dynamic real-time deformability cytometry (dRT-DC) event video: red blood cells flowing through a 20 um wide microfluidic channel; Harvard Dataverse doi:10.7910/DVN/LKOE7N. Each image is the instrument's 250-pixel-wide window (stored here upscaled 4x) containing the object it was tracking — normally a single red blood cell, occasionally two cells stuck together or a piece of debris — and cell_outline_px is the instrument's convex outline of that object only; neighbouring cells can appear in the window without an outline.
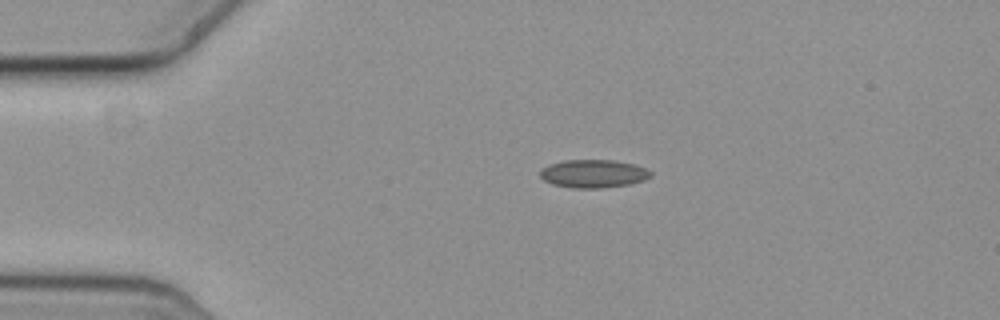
{"species": "common noctule bat (a hibernating species)", "species_latin": "Nyctalus noctula", "temperature_condition": "cold", "stored_images_in_passage": 46, "camera_frame_rate_fps": 3000, "um_per_image_px": 0.085, "animal": {"sex": "female", "body_mass_g": 19.3, "forearm_length_mm": 54.1}, "frame": {"image": 1, "passage_image": 1, "time_ms": 0.0, "image_size_px": [1000, 320], "cell_outline_px": [[652, 176], [644, 180], [628, 184], [600, 188], [572, 188], [552, 184], [544, 180], [540, 176], [540, 168], [548, 164], [564, 160], [612, 160], [632, 164], [644, 168], [652, 172]], "centroid_in_image_um": [50.39, 14.76], "position_along_channel_um": 34.6, "area_um2": 18.09}}
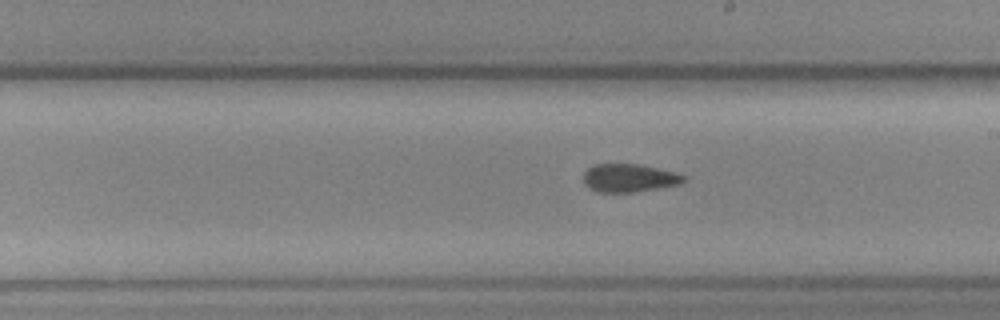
{"frame": {"image": 2, "passage_image": 21, "time_ms": 6.667, "image_size_px": [1000, 320], "cell_outline_px": [[684, 180], [680, 184], [632, 192], [596, 192], [588, 188], [584, 184], [584, 172], [592, 164], [636, 164], [656, 168], [672, 172], [684, 176]], "centroid_in_image_um": [53.39, 15.13], "position_along_channel_um": 235.6, "area_um2": 16.18}}
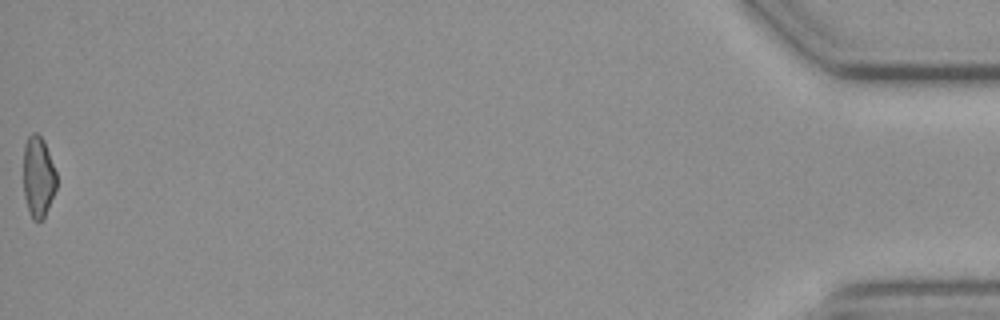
{"frame": {"image": 3, "passage_image": 46, "time_ms": 15.0, "image_size_px": [1000, 320], "cell_outline_px": [[56, 188], [44, 216], [36, 224], [32, 220], [24, 196], [24, 144], [28, 136], [32, 132], [36, 132], [44, 140], [56, 172]], "centroid_in_image_um": [3.24, 15.02], "position_along_channel_um": 432.0, "area_um2": 15.55}}